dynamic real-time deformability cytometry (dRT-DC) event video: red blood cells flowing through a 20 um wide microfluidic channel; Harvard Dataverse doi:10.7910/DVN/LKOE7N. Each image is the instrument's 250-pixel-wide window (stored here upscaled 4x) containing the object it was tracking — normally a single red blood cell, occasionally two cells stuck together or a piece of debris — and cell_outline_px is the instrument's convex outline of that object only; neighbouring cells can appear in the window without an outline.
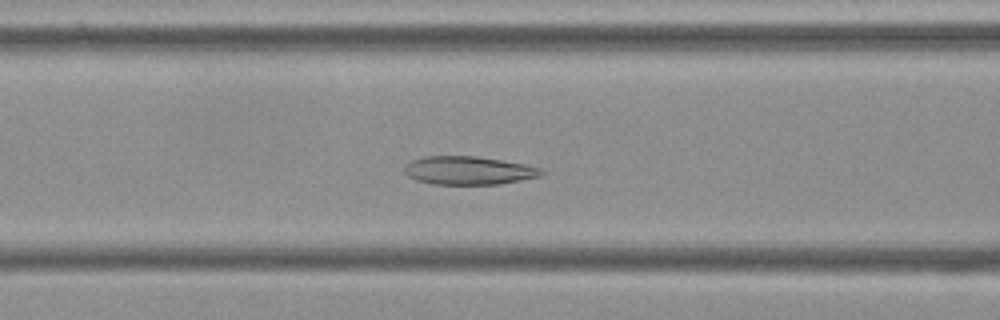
{"species": "Egyptian fruit bat (a non-hibernating species)", "species_latin": "Rousettus aegyptiacus", "temperature_condition": "cold", "stored_images_in_passage": 49, "camera_frame_rate_fps": 3000, "um_per_image_px": 0.085, "frame": {"image": 1, "passage_image": 15, "time_ms": 4.667, "image_size_px": [1000, 320], "cell_outline_px": [[544, 172], [540, 176], [500, 184], [432, 184], [416, 180], [408, 176], [404, 172], [404, 164], [412, 160], [424, 156], [476, 156], [524, 164], [540, 168]], "centroid_in_image_um": [39.78, 14.49], "position_along_channel_um": 126.8, "area_um2": 22.54}}
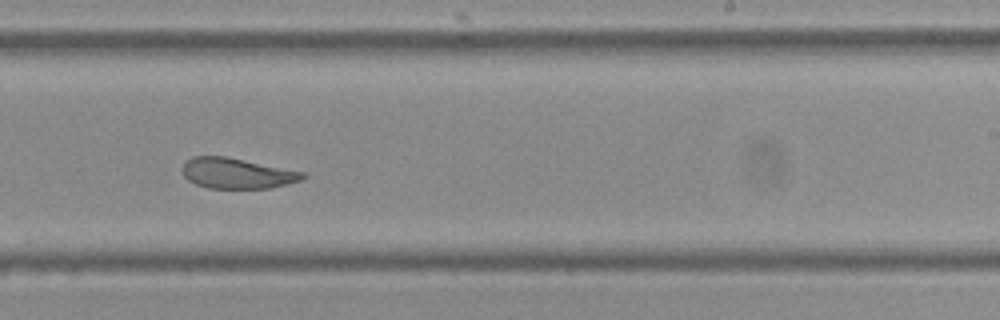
{"frame": {"image": 2, "passage_image": 27, "time_ms": 8.667, "image_size_px": [1000, 320], "cell_outline_px": [[308, 176], [300, 180], [288, 184], [268, 188], [208, 188], [196, 184], [188, 180], [184, 176], [184, 160], [192, 156], [224, 156], [304, 172]], "centroid_in_image_um": [20.13, 14.73], "position_along_channel_um": 268.9, "area_um2": 21.21}}
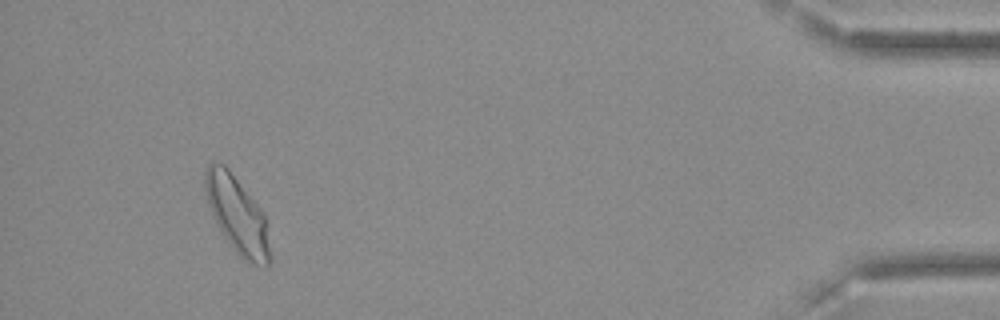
{"frame": {"image": 3, "passage_image": 45, "time_ms": 14.667, "image_size_px": [1000, 320], "cell_outline_px": [[268, 268], [264, 268], [252, 264], [244, 260], [236, 252], [220, 232], [216, 224], [208, 204], [204, 192], [204, 172], [208, 164], [212, 160], [224, 164], [228, 168], [264, 212], [268, 248]], "centroid_in_image_um": [20.1, 18.22], "position_along_channel_um": 415.1, "area_um2": 28.96}, "authors_computed_cell_mechanics": {"area_um2": 24.2182, "velocity_mm_per_s": 3.5545, "shape_relaxation_time_tau1_ms": 9.2883, "shape_relaxation_time_tau2_ms": 2.0398, "deformation_change_tau1": 0.1713, "deformation_change_tau2": 0.0834}}